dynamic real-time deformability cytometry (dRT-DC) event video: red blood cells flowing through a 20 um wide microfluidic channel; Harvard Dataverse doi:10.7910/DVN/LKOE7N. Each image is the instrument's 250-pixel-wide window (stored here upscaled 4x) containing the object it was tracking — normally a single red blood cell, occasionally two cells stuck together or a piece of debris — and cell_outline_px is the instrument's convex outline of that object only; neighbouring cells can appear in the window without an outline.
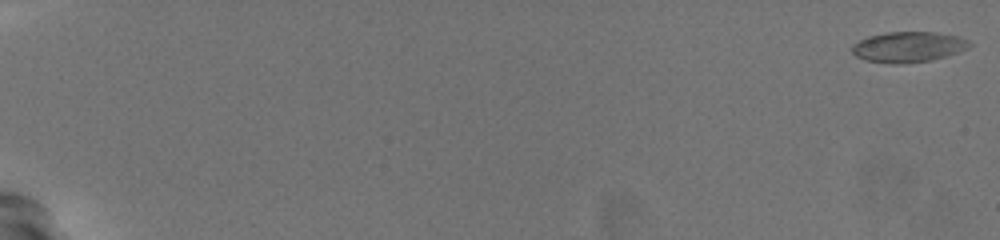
{"species": "common noctule bat (a hibernating species)", "species_latin": "Nyctalus noctula", "temperature_condition": "warm", "stored_images_in_passage": 60, "camera_frame_rate_fps": 3000, "um_per_image_px": 0.085, "animal": {"sex": "female", "body_mass_g": 19.5, "forearm_length_mm": 54.1}, "frame": {"image": 1, "passage_image": 1, "time_ms": 0.0, "image_size_px": [1000, 240], "cell_outline_px": [[972, 44], [968, 48], [932, 60], [904, 64], [892, 64], [864, 60], [856, 56], [852, 52], [852, 44], [868, 36], [888, 32], [936, 32], [960, 36], [968, 40]], "centroid_in_image_um": [77.19, 3.99], "position_along_channel_um": 7.8, "area_um2": 20.98}}
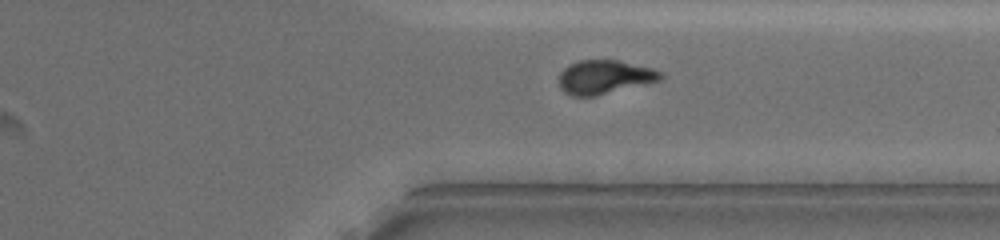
{"frame": {"image": 2, "passage_image": 48, "time_ms": 15.667, "image_size_px": [1000, 240], "cell_outline_px": [[664, 80], [596, 96], [572, 96], [564, 92], [560, 88], [560, 72], [568, 64], [580, 60], [616, 60], [652, 68], [664, 72]], "centroid_in_image_um": [51.43, 6.55], "position_along_channel_um": 360.0, "area_um2": 20.29}}
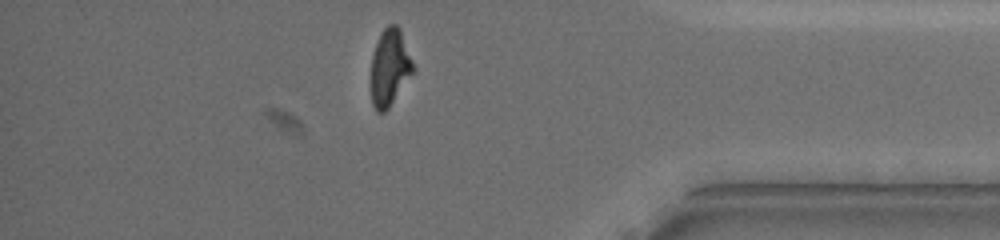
{"frame": {"image": 3, "passage_image": 53, "time_ms": 17.333, "image_size_px": [1000, 240], "cell_outline_px": [[416, 68], [388, 108], [384, 112], [376, 112], [372, 104], [372, 56], [380, 32], [388, 24], [396, 24], [400, 28]], "centroid_in_image_um": [33.15, 5.7], "position_along_channel_um": 402.1, "area_um2": 18.73}, "authors_computed_cell_mechanics": {"area_um2": 20.3167, "velocity_mm_per_s": 3.74, "shape_relaxation_time_tau1_ms": 4.7565, "shape_relaxation_time_tau2_ms": 2.0993, "deformation_change_tau1": 0.1881, "deformation_change_tau2": 0.0963}}